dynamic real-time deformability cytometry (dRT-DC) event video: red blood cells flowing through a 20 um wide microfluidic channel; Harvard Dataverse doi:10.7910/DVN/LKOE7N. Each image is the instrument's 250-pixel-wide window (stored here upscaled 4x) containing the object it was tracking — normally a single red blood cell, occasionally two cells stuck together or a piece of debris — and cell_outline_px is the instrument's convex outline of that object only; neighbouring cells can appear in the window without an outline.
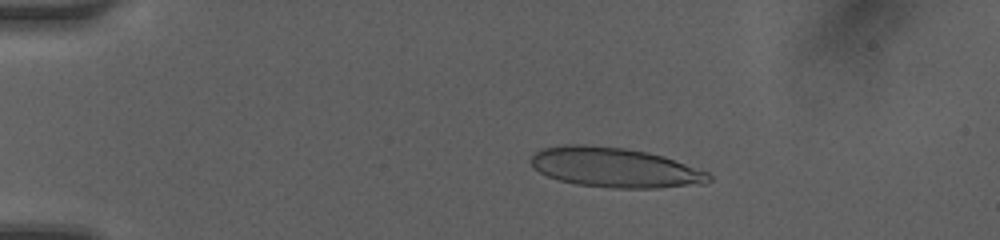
{"species": "human", "species_latin": "Homo sapiens", "temperature_condition": "room temperature", "stored_images_in_passage": 48, "camera_frame_rate_fps": 3000, "um_per_image_px": 0.085, "donor": {"sex": "female"}, "frame": {"image": 1, "passage_image": 9, "time_ms": 2.667, "image_size_px": [1000, 240], "cell_outline_px": [[712, 180], [704, 184], [660, 188], [616, 188], [576, 184], [560, 180], [548, 176], [540, 172], [528, 160], [536, 152], [544, 148], [564, 144], [584, 144], [624, 148], [648, 152], [664, 156], [708, 172], [712, 176]], "centroid_in_image_um": [52.29, 14.24], "position_along_channel_um": 32.7, "area_um2": 41.33}}
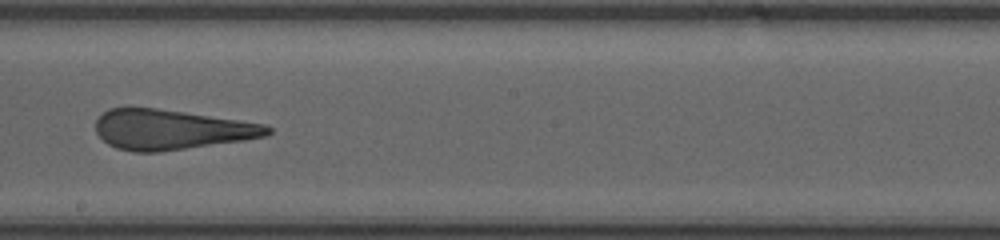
{"frame": {"image": 2, "passage_image": 28, "time_ms": 9.0, "image_size_px": [1000, 240], "cell_outline_px": [[272, 132], [268, 136], [244, 140], [160, 152], [132, 152], [116, 148], [108, 144], [96, 132], [96, 120], [108, 108], [156, 108], [268, 124], [272, 128]], "centroid_in_image_um": [14.58, 11.02], "position_along_channel_um": 233.6, "area_um2": 40.06}}
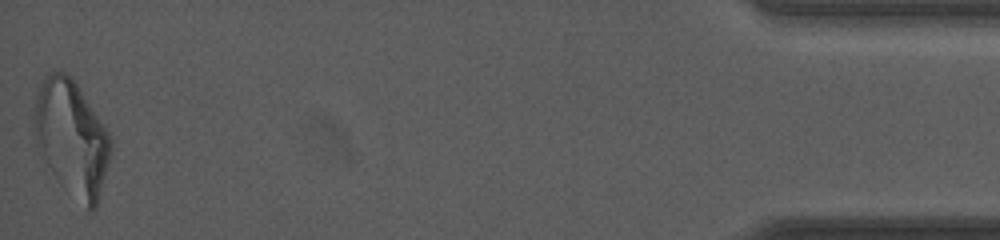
{"frame": {"image": 3, "passage_image": 48, "time_ms": 15.667, "image_size_px": [1000, 240], "cell_outline_px": [[112, 152], [96, 208], [92, 212], [88, 212], [44, 168], [36, 144], [36, 96], [40, 84], [44, 76], [48, 72], [64, 72], [76, 84], [108, 132], [112, 140]], "centroid_in_image_um": [6.09, 11.83], "position_along_channel_um": 429.1, "area_um2": 51.38}, "authors_computed_cell_mechanics": {"area_um2": 41.3848, "velocity_mm_per_s": 4.212, "shape_relaxation_time_tau1_ms": 11.0787, "shape_relaxation_time_tau2_ms": 1.3333, "deformation_change_tau1": 0.3464, "deformation_change_tau2": 0.143}}